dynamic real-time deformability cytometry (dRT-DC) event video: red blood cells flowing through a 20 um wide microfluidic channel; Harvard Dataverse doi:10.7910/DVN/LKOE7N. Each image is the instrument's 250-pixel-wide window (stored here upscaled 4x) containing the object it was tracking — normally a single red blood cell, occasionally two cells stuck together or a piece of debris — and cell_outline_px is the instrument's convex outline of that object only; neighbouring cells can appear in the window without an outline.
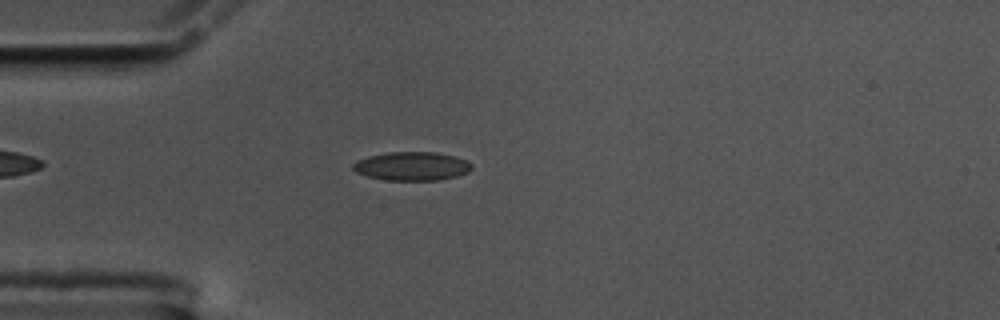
{"species": "common noctule bat (a hibernating species)", "species_latin": "Nyctalus noctula", "temperature_condition": "cold", "stored_images_in_passage": 52, "camera_frame_rate_fps": 3000, "um_per_image_px": 0.085, "animal": {"sex": "male", "body_mass_g": 17.5, "forearm_length_mm": 52.3}, "frame": {"image": 1, "passage_image": 11, "time_ms": 3.333, "image_size_px": [1000, 320], "cell_outline_px": [[472, 168], [468, 172], [456, 176], [436, 180], [384, 180], [368, 176], [356, 172], [352, 168], [352, 164], [356, 160], [368, 156], [388, 152], [436, 152], [456, 156], [468, 160], [472, 164]], "centroid_in_image_um": [35.01, 14.11], "position_along_channel_um": 50.0, "area_um2": 19.94}}
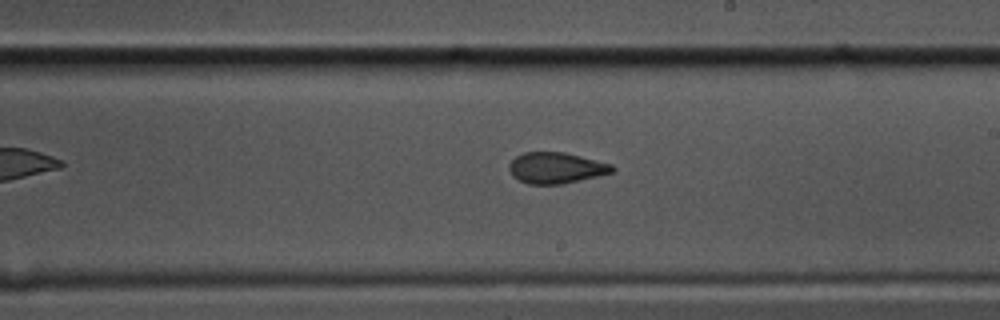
{"frame": {"image": 2, "passage_image": 28, "time_ms": 9.0, "image_size_px": [1000, 320], "cell_outline_px": [[616, 168], [612, 172], [596, 176], [560, 184], [528, 184], [512, 176], [508, 168], [508, 164], [516, 156], [524, 152], [564, 152], [612, 164]], "centroid_in_image_um": [47.23, 14.26], "position_along_channel_um": 241.8, "area_um2": 18.5}}
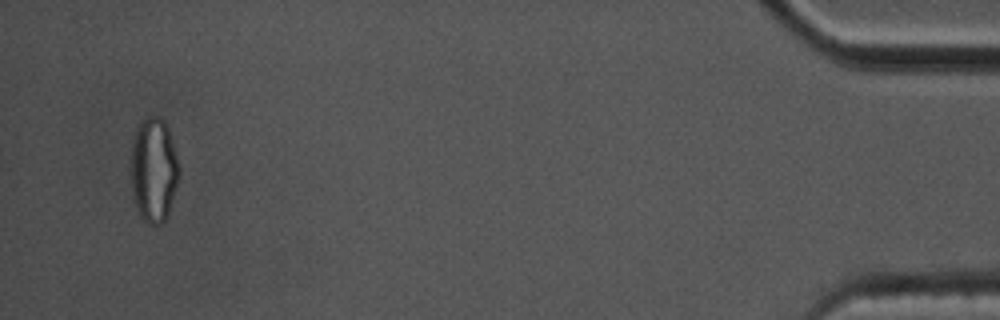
{"frame": {"image": 3, "passage_image": 50, "time_ms": 16.333, "image_size_px": [1000, 320], "cell_outline_px": [[180, 176], [168, 216], [160, 224], [148, 224], [140, 216], [136, 208], [132, 196], [132, 140], [136, 128], [140, 120], [148, 116], [160, 116], [164, 120], [168, 128], [180, 168]], "centroid_in_image_um": [13.07, 14.44], "position_along_channel_um": 422.1, "area_um2": 29.65}, "authors_computed_cell_mechanics": {"area_um2": 19.4786, "velocity_mm_per_s": 3.562, "shape_relaxation_time_tau1_ms": 6.7317, "shape_relaxation_time_tau2_ms": 2.0246, "deformation_change_tau1": 0.174, "deformation_change_tau2": 0.0915}}